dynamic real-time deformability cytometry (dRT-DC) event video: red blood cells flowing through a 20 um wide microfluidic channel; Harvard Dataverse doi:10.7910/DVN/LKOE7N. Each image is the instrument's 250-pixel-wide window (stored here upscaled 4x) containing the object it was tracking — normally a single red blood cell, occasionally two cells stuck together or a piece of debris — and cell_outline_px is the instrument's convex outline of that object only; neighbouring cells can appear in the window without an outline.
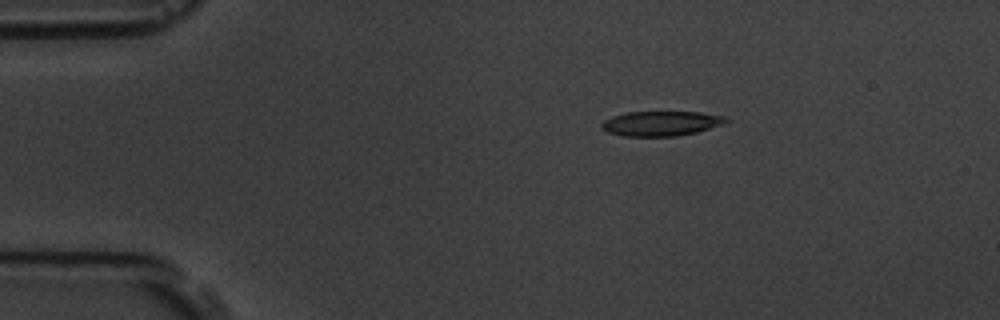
{"species": "common noctule bat (a hibernating species)", "species_latin": "Nyctalus noctula", "temperature_condition": "room temperature", "stored_images_in_passage": 48, "camera_frame_rate_fps": 3000, "um_per_image_px": 0.085, "animal": {"sex": "male", "body_mass_g": 19.5, "forearm_length_mm": 54.6}, "frame": {"image": 1, "passage_image": 1, "time_ms": 0.0, "image_size_px": [1000, 320], "cell_outline_px": [[732, 120], [696, 132], [676, 136], [624, 136], [608, 132], [600, 128], [600, 124], [604, 120], [612, 116], [628, 112], [700, 112], [724, 116]], "centroid_in_image_um": [56.15, 10.49], "position_along_channel_um": 28.8, "area_um2": 17.86}}
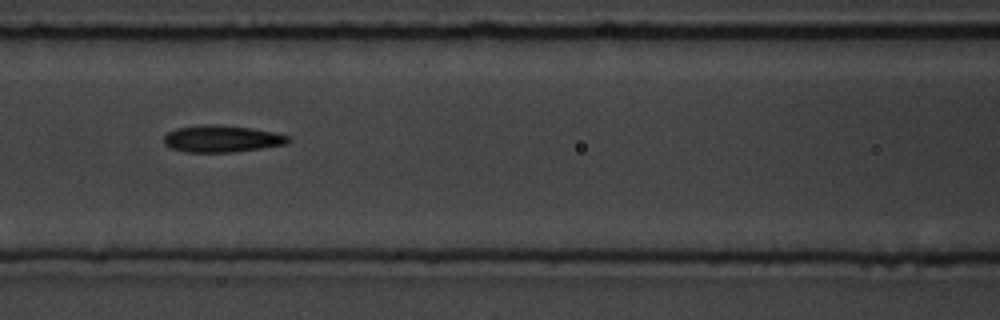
{"frame": {"image": 2, "passage_image": 16, "time_ms": 5.0, "image_size_px": [1000, 320], "cell_outline_px": [[292, 140], [284, 144], [260, 148], [232, 152], [188, 152], [172, 148], [164, 144], [164, 136], [168, 132], [176, 128], [208, 124], [216, 124], [252, 128], [292, 136]], "centroid_in_image_um": [18.86, 11.79], "position_along_channel_um": 147.7, "area_um2": 19.36}}
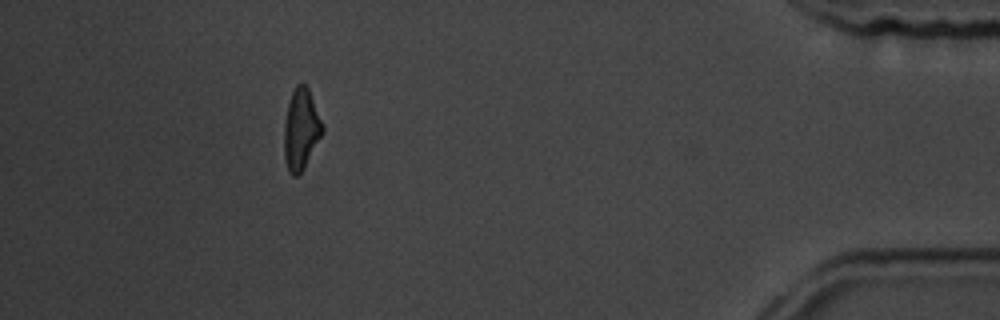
{"frame": {"image": 3, "passage_image": 43, "time_ms": 14.0, "image_size_px": [1000, 320], "cell_outline_px": [[324, 132], [304, 168], [296, 176], [292, 176], [288, 172], [284, 156], [284, 120], [288, 104], [292, 92], [296, 84], [304, 84], [308, 88], [324, 128]], "centroid_in_image_um": [25.57, 11.02], "position_along_channel_um": 409.6, "area_um2": 18.03}, "authors_computed_cell_mechanics": {"area_um2": 18.6983, "velocity_mm_per_s": 3.5438, "shape_relaxation_time_tau1_ms": 5.0617, "shape_relaxation_time_tau2_ms": 2.8915, "deformation_change_tau1": 0.14, "deformation_change_tau2": 0.1122}}